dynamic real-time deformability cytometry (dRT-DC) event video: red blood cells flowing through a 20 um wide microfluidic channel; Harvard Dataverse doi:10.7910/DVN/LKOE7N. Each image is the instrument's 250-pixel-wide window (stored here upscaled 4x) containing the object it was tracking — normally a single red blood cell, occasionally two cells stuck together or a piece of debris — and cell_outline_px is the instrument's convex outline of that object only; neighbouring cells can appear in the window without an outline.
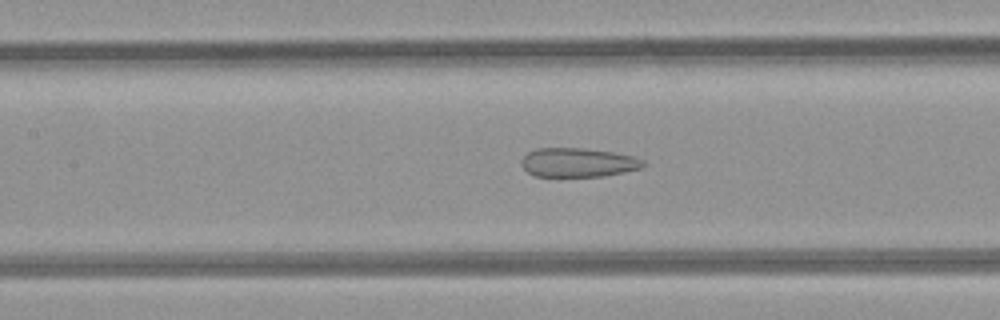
{"species": "common noctule bat (a hibernating species)", "species_latin": "Nyctalus noctula", "temperature_condition": "room temperature", "stored_images_in_passage": 49, "camera_frame_rate_fps": 3000, "um_per_image_px": 0.085, "animal": {"sex": "female", "body_mass_g": 21.9}, "frame": {"image": 1, "passage_image": 22, "time_ms": 7.0, "image_size_px": [1000, 320], "cell_outline_px": [[648, 164], [640, 168], [624, 172], [604, 176], [536, 176], [528, 172], [520, 164], [520, 160], [528, 152], [536, 148], [584, 148], [612, 152], [636, 156], [644, 160]], "centroid_in_image_um": [49.16, 13.8], "position_along_channel_um": 158.2, "area_um2": 20.75}}
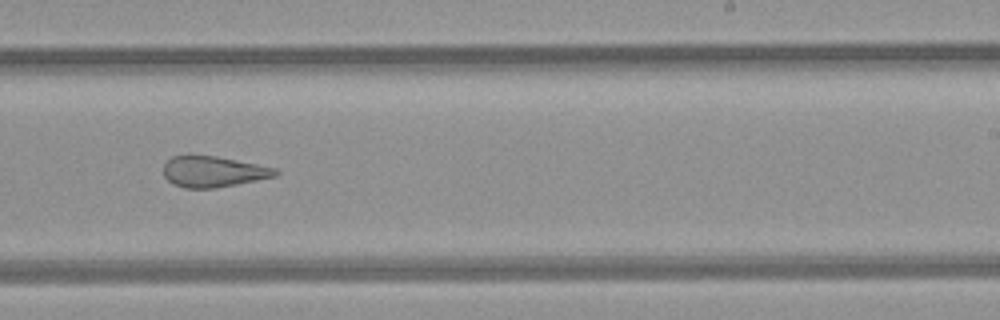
{"frame": {"image": 2, "passage_image": 30, "time_ms": 9.667, "image_size_px": [1000, 320], "cell_outline_px": [[280, 172], [276, 176], [216, 188], [184, 188], [172, 184], [164, 176], [164, 164], [172, 156], [188, 152], [216, 156], [276, 168]], "centroid_in_image_um": [18.06, 14.55], "position_along_channel_um": 270.9, "area_um2": 20.58}}
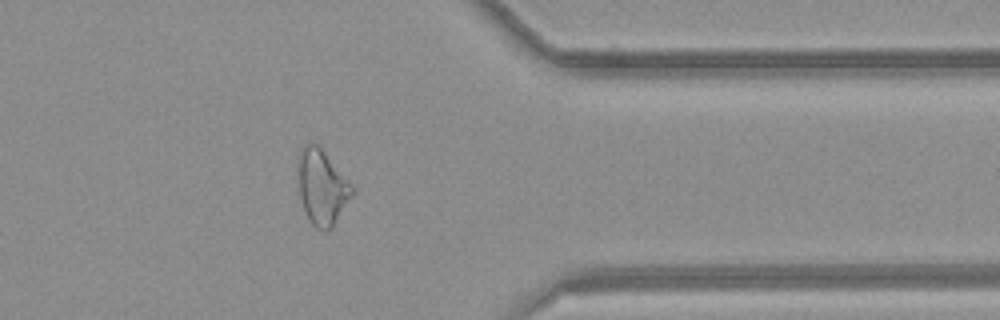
{"frame": {"image": 3, "passage_image": 39, "time_ms": 12.667, "image_size_px": [1000, 320], "cell_outline_px": [[356, 192], [332, 228], [324, 232], [316, 228], [308, 220], [300, 200], [296, 164], [296, 156], [308, 140], [316, 144], [324, 152], [356, 188]], "centroid_in_image_um": [27.36, 15.91], "position_along_channel_um": 384.0, "area_um2": 24.45}}